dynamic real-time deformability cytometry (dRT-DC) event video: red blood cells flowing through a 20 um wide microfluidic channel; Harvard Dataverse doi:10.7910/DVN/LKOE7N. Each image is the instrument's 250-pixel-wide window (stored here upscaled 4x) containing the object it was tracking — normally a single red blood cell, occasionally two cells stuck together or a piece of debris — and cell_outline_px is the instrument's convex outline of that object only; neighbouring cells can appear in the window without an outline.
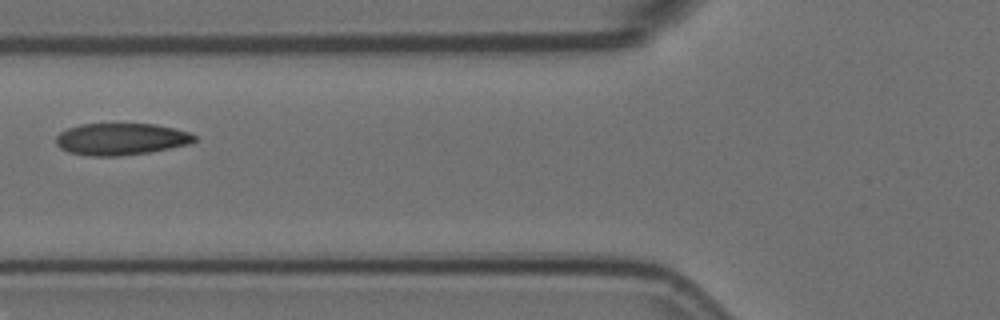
{"species": "Egyptian fruit bat (a non-hibernating species)", "species_latin": "Rousettus aegyptiacus", "temperature_condition": "room temperature", "stored_images_in_passage": 5, "camera_frame_rate_fps": 3000, "um_per_image_px": 0.085, "animal": {"sex": "female"}, "frame": {"image": 1, "passage_image": 5, "time_ms": 1.333, "image_size_px": [1000, 320], "cell_outline_px": [[196, 140], [192, 144], [148, 152], [120, 156], [92, 156], [68, 152], [60, 148], [56, 144], [56, 136], [60, 132], [68, 128], [80, 124], [156, 124], [188, 132], [196, 136]], "centroid_in_image_um": [10.28, 11.82], "position_along_channel_um": 115.5, "area_um2": 25.72}}